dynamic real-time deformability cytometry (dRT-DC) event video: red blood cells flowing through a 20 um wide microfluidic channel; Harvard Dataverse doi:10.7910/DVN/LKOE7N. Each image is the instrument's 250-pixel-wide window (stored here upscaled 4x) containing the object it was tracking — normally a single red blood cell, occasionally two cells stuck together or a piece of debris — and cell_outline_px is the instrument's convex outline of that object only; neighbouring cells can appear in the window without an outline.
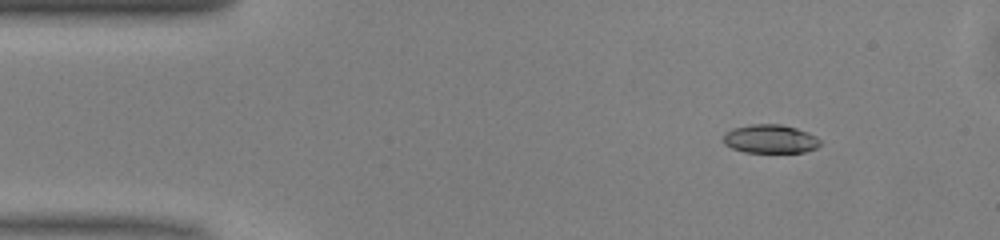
{"species": "common noctule bat (a hibernating species)", "species_latin": "Nyctalus noctula", "temperature_condition": "warm", "stored_images_in_passage": 45, "camera_frame_rate_fps": 3000, "um_per_image_px": 0.085, "animal": {"sex": "male", "body_mass_g": 13.0, "forearm_length_mm": 53.1}, "frame": {"image": 1, "passage_image": 1, "time_ms": 0.0, "image_size_px": [1000, 240], "cell_outline_px": [[820, 144], [816, 148], [804, 152], [744, 152], [732, 148], [724, 144], [724, 132], [732, 128], [752, 124], [780, 124], [796, 128], [808, 132], [816, 136], [820, 140]], "centroid_in_image_um": [65.46, 11.8], "position_along_channel_um": 19.5, "area_um2": 16.18}}
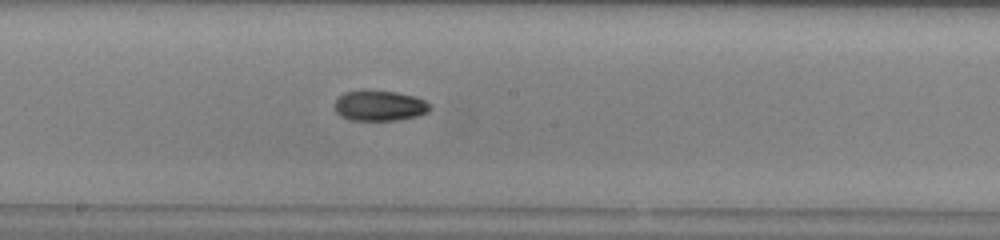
{"frame": {"image": 2, "passage_image": 21, "time_ms": 6.667, "image_size_px": [1000, 240], "cell_outline_px": [[432, 108], [428, 112], [416, 116], [396, 120], [348, 120], [340, 116], [336, 112], [336, 100], [344, 92], [396, 92], [416, 96], [432, 104]], "centroid_in_image_um": [32.32, 9.01], "position_along_channel_um": 215.9, "area_um2": 16.59}}
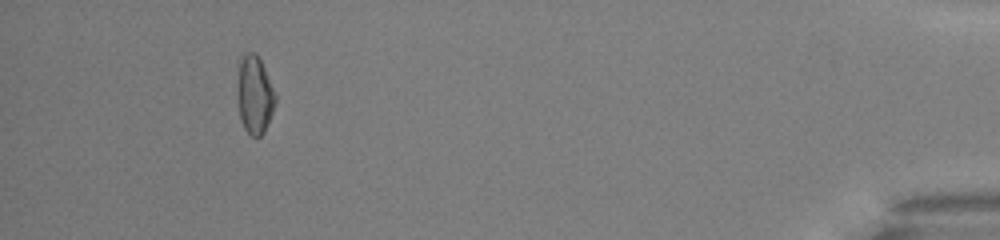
{"frame": {"image": 3, "passage_image": 41, "time_ms": 13.333, "image_size_px": [1000, 240], "cell_outline_px": [[276, 100], [272, 112], [264, 132], [260, 136], [252, 136], [244, 128], [240, 120], [236, 100], [236, 84], [240, 60], [248, 52], [256, 52], [276, 92]], "centroid_in_image_um": [21.61, 8.06], "position_along_channel_um": 413.6, "area_um2": 17.51}, "authors_computed_cell_mechanics": {"area_um2": 16.7042, "velocity_mm_per_s": 4.0908, "shape_relaxation_time_tau1_ms": 6.765, "shape_relaxation_time_tau2_ms": 3.895, "deformation_change_tau1": 0.18, "deformation_change_tau2": 0.0768}}